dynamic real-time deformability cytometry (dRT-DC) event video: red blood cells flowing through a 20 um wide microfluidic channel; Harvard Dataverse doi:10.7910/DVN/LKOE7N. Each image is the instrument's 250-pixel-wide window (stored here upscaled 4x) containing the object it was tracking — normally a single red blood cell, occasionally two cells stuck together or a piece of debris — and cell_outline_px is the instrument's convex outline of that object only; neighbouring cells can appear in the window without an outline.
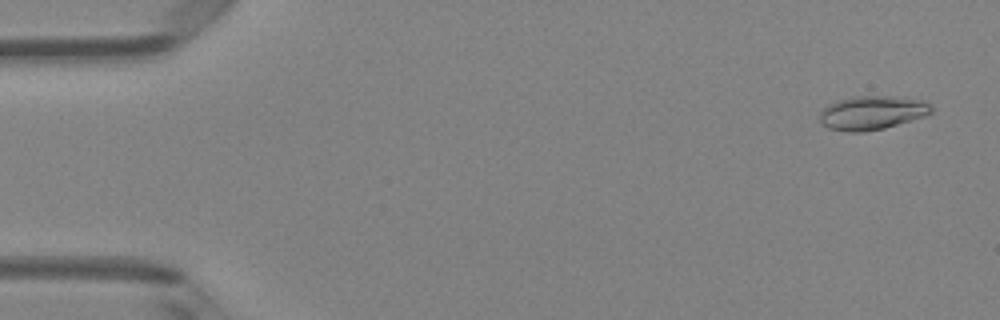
{"species": "Egyptian fruit bat (a non-hibernating species)", "species_latin": "Rousettus aegyptiacus", "temperature_condition": "room temperature", "stored_images_in_passage": 5, "camera_frame_rate_fps": 3000, "um_per_image_px": 0.085, "animal": {"sex": "female"}, "frame": {"image": 1, "passage_image": 1, "time_ms": 0.0, "image_size_px": [1000, 320], "cell_outline_px": [[932, 112], [924, 116], [884, 128], [860, 132], [848, 132], [828, 128], [820, 120], [820, 112], [828, 104], [836, 100], [852, 96], [896, 96], [924, 100], [932, 108]], "centroid_in_image_um": [74.11, 9.57], "position_along_channel_um": 10.9, "area_um2": 21.96}}
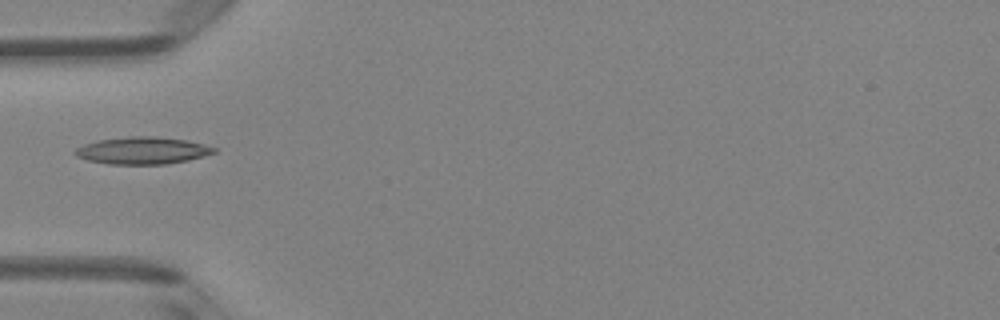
{"frame": {"image": 2, "passage_image": 5, "time_ms": 4.667, "image_size_px": [1000, 320], "cell_outline_px": [[216, 152], [188, 160], [164, 164], [108, 164], [88, 160], [76, 156], [72, 152], [76, 148], [84, 144], [100, 140], [128, 136], [156, 136], [188, 140], [204, 144], [216, 148]], "centroid_in_image_um": [12.1, 12.79], "position_along_channel_um": 72.9, "area_um2": 21.96}}